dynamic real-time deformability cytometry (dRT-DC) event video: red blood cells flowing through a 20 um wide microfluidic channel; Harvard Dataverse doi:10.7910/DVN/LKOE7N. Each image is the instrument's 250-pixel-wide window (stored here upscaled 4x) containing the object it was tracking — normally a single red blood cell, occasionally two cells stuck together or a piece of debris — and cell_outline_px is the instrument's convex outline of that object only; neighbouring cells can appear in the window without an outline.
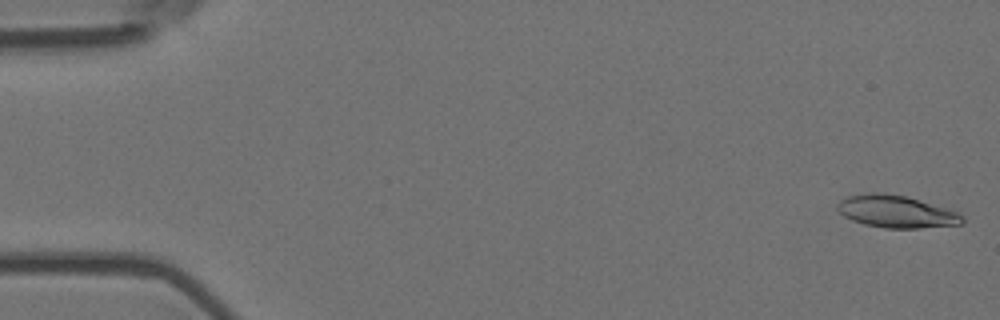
{"species": "Egyptian fruit bat (a non-hibernating species)", "species_latin": "Rousettus aegyptiacus", "temperature_condition": "room temperature", "stored_images_in_passage": 54, "camera_frame_rate_fps": 3000, "um_per_image_px": 0.085, "animal": {"sex": "female"}, "frame": {"image": 1, "passage_image": 1, "time_ms": 0.0, "image_size_px": [1000, 320], "cell_outline_px": [[964, 224], [920, 228], [884, 228], [864, 224], [852, 220], [844, 216], [836, 208], [836, 204], [840, 200], [848, 196], [868, 192], [884, 192], [908, 196], [960, 212], [964, 216]], "centroid_in_image_um": [76.21, 17.97], "position_along_channel_um": 8.8, "area_um2": 23.93}}
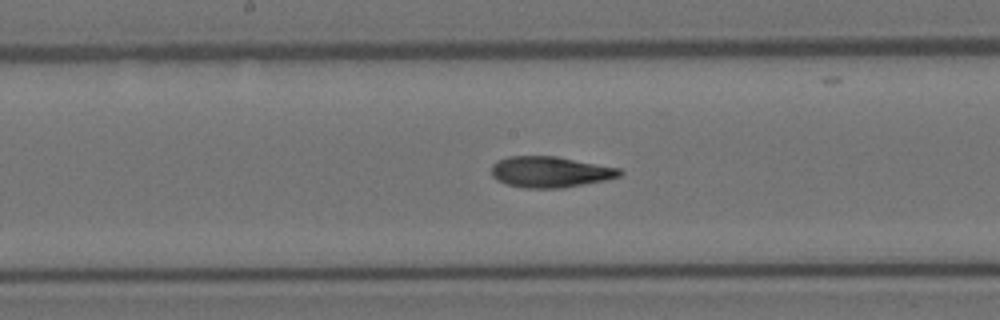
{"frame": {"image": 2, "passage_image": 28, "time_ms": 9.0, "image_size_px": [1000, 320], "cell_outline_px": [[624, 172], [620, 176], [608, 180], [560, 188], [524, 188], [508, 184], [496, 180], [492, 176], [492, 164], [496, 160], [508, 156], [556, 156], [620, 168]], "centroid_in_image_um": [46.77, 14.61], "position_along_channel_um": 201.4, "area_um2": 23.29}}
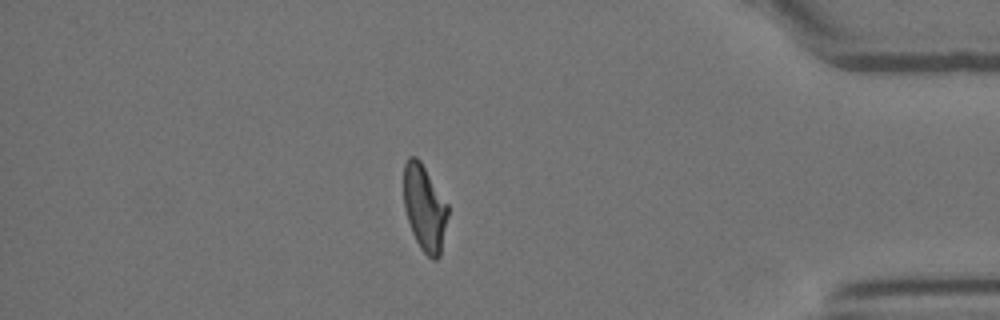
{"frame": {"image": 3, "passage_image": 47, "time_ms": 15.333, "image_size_px": [1000, 320], "cell_outline_px": [[448, 216], [440, 256], [436, 260], [432, 260], [420, 248], [412, 232], [404, 208], [404, 164], [408, 156], [416, 156], [420, 160], [448, 204]], "centroid_in_image_um": [36.09, 17.67], "position_along_channel_um": 399.1, "area_um2": 22.2}, "authors_computed_cell_mechanics": {"area_um2": 23.0622, "velocity_mm_per_s": 3.7009, "shape_relaxation_time_tau1_ms": 7.9806, "shape_relaxation_time_tau2_ms": 2.4993, "deformation_change_tau1": 0.2219, "deformation_change_tau2": 0.0991}}